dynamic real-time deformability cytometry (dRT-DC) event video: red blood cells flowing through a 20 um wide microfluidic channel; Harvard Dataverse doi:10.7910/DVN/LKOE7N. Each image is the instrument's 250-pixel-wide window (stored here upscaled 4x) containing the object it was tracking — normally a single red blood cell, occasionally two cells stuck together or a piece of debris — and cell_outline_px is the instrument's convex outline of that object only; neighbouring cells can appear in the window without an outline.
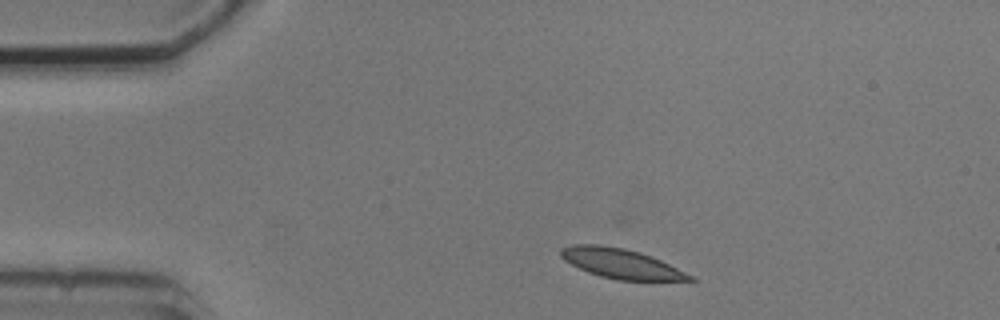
{"species": "common noctule bat (a hibernating species)", "species_latin": "Nyctalus noctula", "temperature_condition": "cold", "stored_images_in_passage": 3, "camera_frame_rate_fps": 3000, "um_per_image_px": 0.085, "animal": {"sex": "male", "body_mass_g": 20.5, "forearm_length_mm": 52.5}, "frame": {"image": 1, "passage_image": 1, "time_ms": 0.0, "image_size_px": [1000, 320], "cell_outline_px": [[696, 280], [620, 280], [600, 276], [588, 272], [564, 260], [560, 256], [560, 248], [576, 244], [600, 244], [624, 248], [640, 252], [660, 260], [696, 276]], "centroid_in_image_um": [52.8, 22.39], "position_along_channel_um": 32.2, "area_um2": 22.25}}
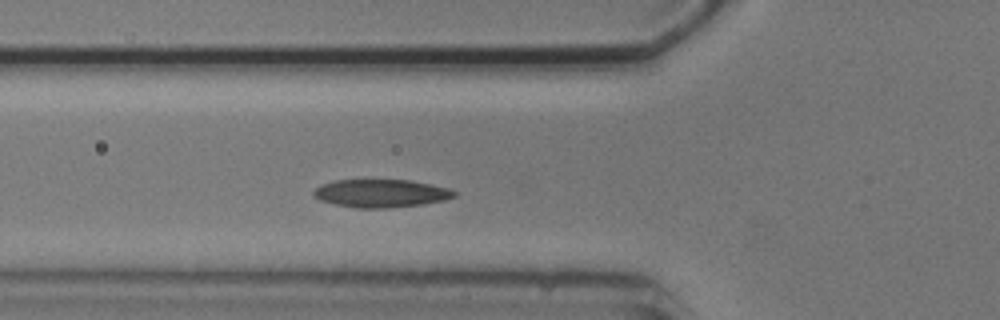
{"frame": {"image": 2, "passage_image": 3, "time_ms": 3.0, "image_size_px": [1000, 320], "cell_outline_px": [[460, 192], [456, 196], [444, 200], [424, 204], [388, 208], [356, 208], [336, 204], [320, 200], [312, 196], [312, 192], [320, 184], [332, 180], [412, 180], [452, 188]], "centroid_in_image_um": [32.43, 16.42], "position_along_channel_um": 93.4, "area_um2": 23.35}}